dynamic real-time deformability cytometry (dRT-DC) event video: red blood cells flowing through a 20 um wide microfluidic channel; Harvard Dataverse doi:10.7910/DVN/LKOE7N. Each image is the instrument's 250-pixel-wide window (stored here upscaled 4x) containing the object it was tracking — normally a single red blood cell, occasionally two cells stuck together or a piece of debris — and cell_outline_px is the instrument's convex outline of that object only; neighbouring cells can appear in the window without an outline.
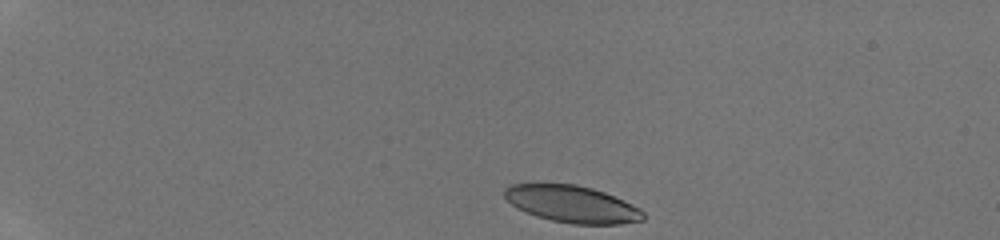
{"species": "human", "species_latin": "Homo sapiens", "temperature_condition": "room temperature", "stored_images_in_passage": 35, "camera_frame_rate_fps": 3000, "um_per_image_px": 0.085, "donor": {"sex": "male"}, "frame": {"image": 1, "passage_image": 1, "time_ms": 0.0, "image_size_px": [1000, 240], "cell_outline_px": [[644, 220], [620, 224], [572, 224], [552, 220], [536, 216], [516, 208], [504, 196], [504, 188], [512, 184], [576, 184], [592, 188], [604, 192], [640, 208], [644, 212]], "centroid_in_image_um": [48.62, 17.35], "position_along_channel_um": 36.4, "area_um2": 29.71}}
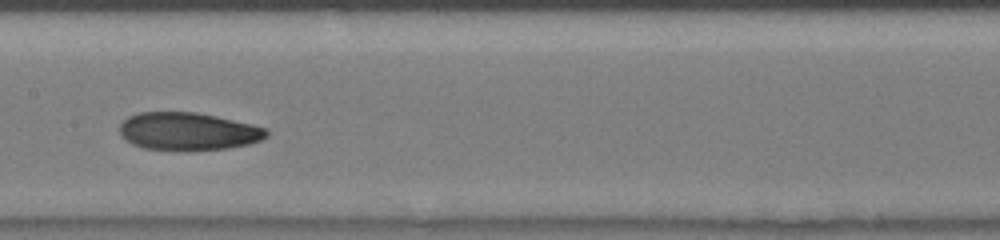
{"frame": {"image": 2, "passage_image": 16, "time_ms": 6.0, "image_size_px": [1000, 240], "cell_outline_px": [[268, 136], [260, 140], [248, 144], [228, 148], [144, 148], [132, 144], [124, 140], [120, 136], [120, 124], [128, 116], [140, 112], [196, 112], [216, 116], [252, 124], [264, 128], [268, 132]], "centroid_in_image_um": [15.96, 11.13], "position_along_channel_um": 191.4, "area_um2": 31.56}}
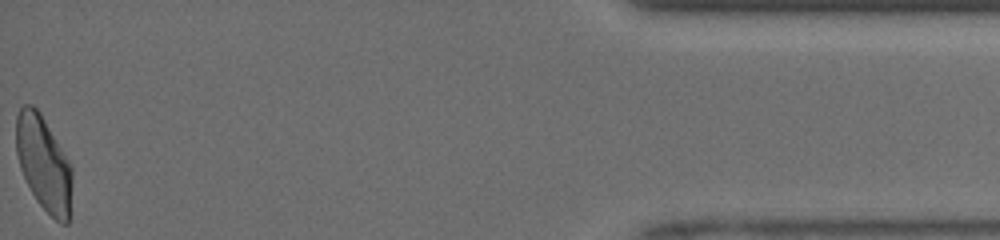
{"frame": {"image": 3, "passage_image": 35, "time_ms": 13.333, "image_size_px": [1000, 240], "cell_outline_px": [[72, 184], [68, 224], [60, 224], [36, 200], [20, 168], [16, 152], [16, 116], [20, 108], [24, 104], [32, 104], [40, 112], [68, 160], [72, 168]], "centroid_in_image_um": [3.71, 13.89], "position_along_channel_um": 431.5, "area_um2": 30.69}, "authors_computed_cell_mechanics": {"area_um2": 32.0212, "velocity_mm_per_s": 4.1798, "shape_relaxation_time_tau1_ms": null, "shape_relaxation_time_tau2_ms": 2.0909, "deformation_change_tau1": null, "deformation_change_tau2": 0.0789}}